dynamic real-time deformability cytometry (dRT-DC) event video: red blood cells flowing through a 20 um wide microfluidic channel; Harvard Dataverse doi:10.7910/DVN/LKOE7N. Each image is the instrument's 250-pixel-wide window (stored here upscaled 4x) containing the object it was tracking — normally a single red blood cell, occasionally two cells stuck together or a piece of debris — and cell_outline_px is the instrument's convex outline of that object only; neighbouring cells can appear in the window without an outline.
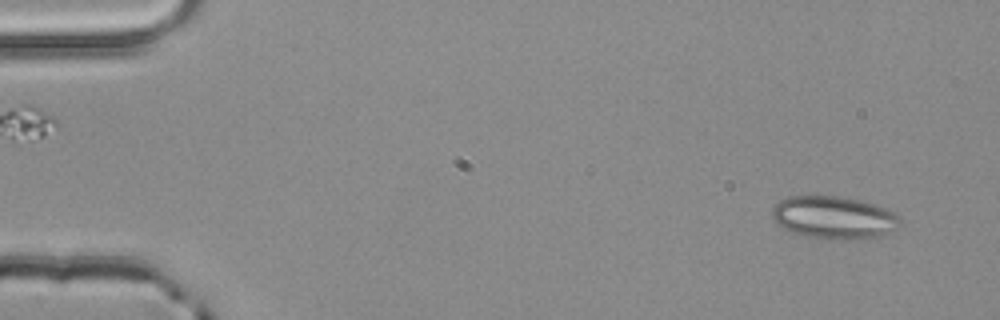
{"species": "common noctule bat (a hibernating species)", "species_latin": "Nyctalus noctula", "temperature_condition": "room temperature", "stored_images_in_passage": 5, "segment_of_instrument_passage": [2, 2], "camera_frame_rate_fps": 3000, "um_per_image_px": 0.085, "animal": {"sex": "male", "body_mass_g": 20.4}, "frame": {"image": 1, "passage_image": 5, "time_ms": 1.333, "image_size_px": [1000, 320], "cell_outline_px": [[900, 224], [892, 232], [864, 240], [856, 240], [808, 236], [792, 232], [784, 228], [772, 220], [772, 208], [780, 200], [788, 196], [840, 196], [876, 204], [900, 216]], "centroid_in_image_um": [70.89, 18.48], "position_along_channel_um": 14.1, "area_um2": 31.79}}